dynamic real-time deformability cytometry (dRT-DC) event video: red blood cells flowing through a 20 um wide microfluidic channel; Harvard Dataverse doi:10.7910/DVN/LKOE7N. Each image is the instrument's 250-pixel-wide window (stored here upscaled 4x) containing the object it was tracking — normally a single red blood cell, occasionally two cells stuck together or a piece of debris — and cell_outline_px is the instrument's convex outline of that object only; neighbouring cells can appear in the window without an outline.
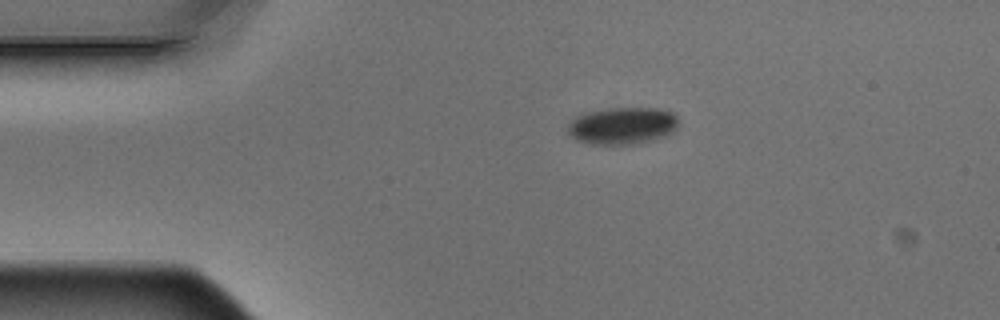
{"species": "Egyptian fruit bat (a non-hibernating species)", "species_latin": "Rousettus aegyptiacus", "temperature_condition": "warm", "stored_images_in_passage": 6, "camera_frame_rate_fps": 3000, "um_per_image_px": 0.085, "animal": {"sex": "male"}, "frame": {"image": 1, "passage_image": 6, "time_ms": 1.667, "image_size_px": [1000, 320], "cell_outline_px": [[676, 128], [672, 132], [664, 136], [648, 140], [628, 144], [592, 144], [576, 140], [568, 132], [568, 124], [576, 116], [588, 112], [608, 108], [660, 108], [672, 112], [676, 116]], "centroid_in_image_um": [52.88, 10.67], "position_along_channel_um": 32.1, "area_um2": 23.58}}